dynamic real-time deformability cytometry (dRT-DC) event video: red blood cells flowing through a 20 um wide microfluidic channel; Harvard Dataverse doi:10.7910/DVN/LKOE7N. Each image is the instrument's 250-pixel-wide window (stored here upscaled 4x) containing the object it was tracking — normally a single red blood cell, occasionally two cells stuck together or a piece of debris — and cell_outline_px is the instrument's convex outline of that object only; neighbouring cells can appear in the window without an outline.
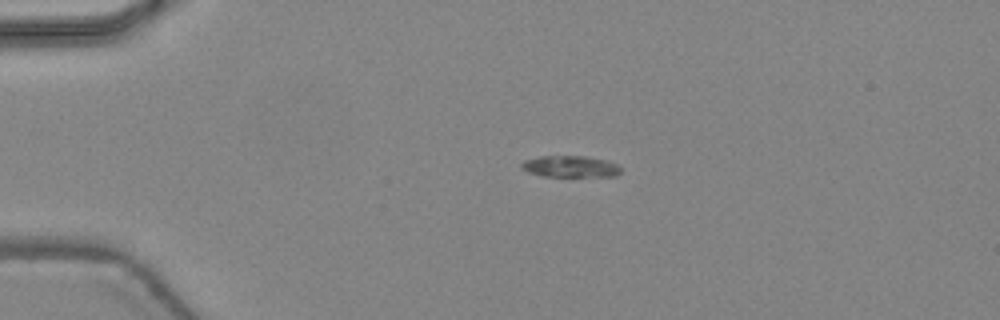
{"species": "common noctule bat (a hibernating species)", "species_latin": "Nyctalus noctula", "temperature_condition": "warm", "stored_images_in_passage": 3, "camera_frame_rate_fps": 3000, "um_per_image_px": 0.085, "animal": {"sex": "female", "body_mass_g": 24.6, "forearm_length_mm": 56.2}, "frame": {"image": 1, "passage_image": 3, "time_ms": 0.667, "image_size_px": [1000, 320], "cell_outline_px": [[620, 172], [616, 176], [544, 176], [528, 172], [520, 168], [520, 164], [524, 160], [540, 156], [584, 156], [604, 160], [616, 164], [620, 168]], "centroid_in_image_um": [48.43, 14.15], "position_along_channel_um": 36.6, "area_um2": 12.31}}